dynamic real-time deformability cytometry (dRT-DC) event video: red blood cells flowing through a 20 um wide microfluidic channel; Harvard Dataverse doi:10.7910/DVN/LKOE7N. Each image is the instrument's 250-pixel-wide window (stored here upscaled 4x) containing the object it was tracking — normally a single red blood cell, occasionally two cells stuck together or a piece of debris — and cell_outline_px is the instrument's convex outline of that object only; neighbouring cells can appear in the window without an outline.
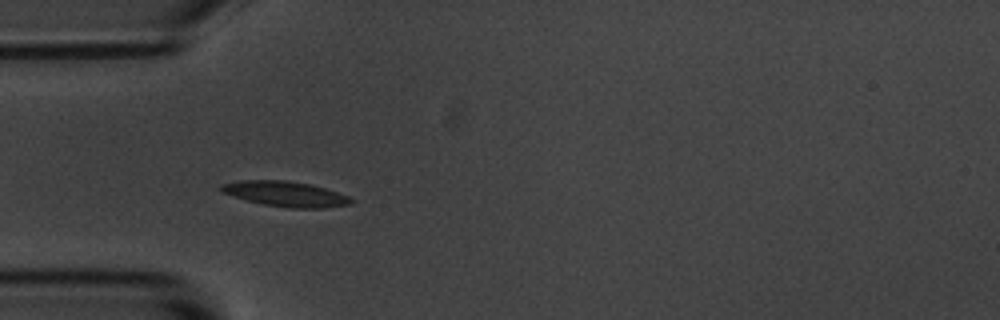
{"species": "common noctule bat (a hibernating species)", "species_latin": "Nyctalus noctula", "temperature_condition": "room temperature", "stored_images_in_passage": 15, "camera_frame_rate_fps": 3000, "um_per_image_px": 0.085, "animal": {"sex": "male", "body_mass_g": 20.1, "forearm_length_mm": 53.5}, "frame": {"image": 1, "passage_image": 5, "time_ms": 5.333, "image_size_px": [1000, 320], "cell_outline_px": [[356, 200], [352, 204], [324, 208], [292, 208], [264, 204], [232, 196], [220, 192], [216, 188], [220, 184], [240, 180], [288, 180], [312, 184], [348, 196]], "centroid_in_image_um": [24.24, 16.47], "position_along_channel_um": 60.8, "area_um2": 19.31}}
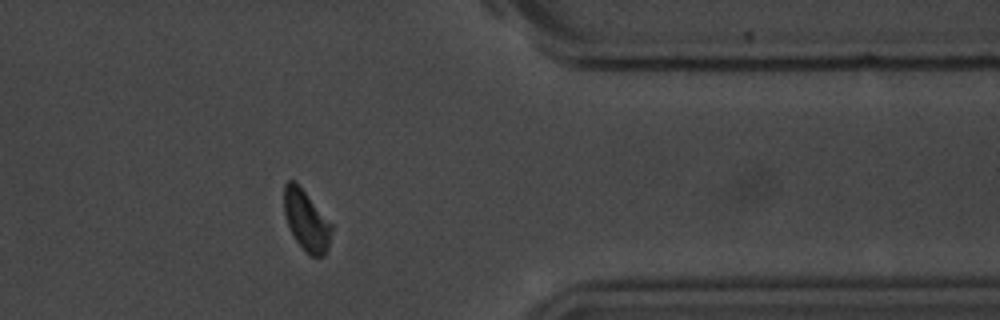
{"frame": {"image": 2, "passage_image": 13, "time_ms": 14.667, "image_size_px": [1000, 320], "cell_outline_px": [[332, 228], [328, 248], [324, 256], [308, 256], [296, 240], [288, 224], [284, 212], [284, 184], [288, 180], [296, 180], [332, 224]], "centroid_in_image_um": [26.04, 18.72], "position_along_channel_um": 385.4, "area_um2": 16.76}}
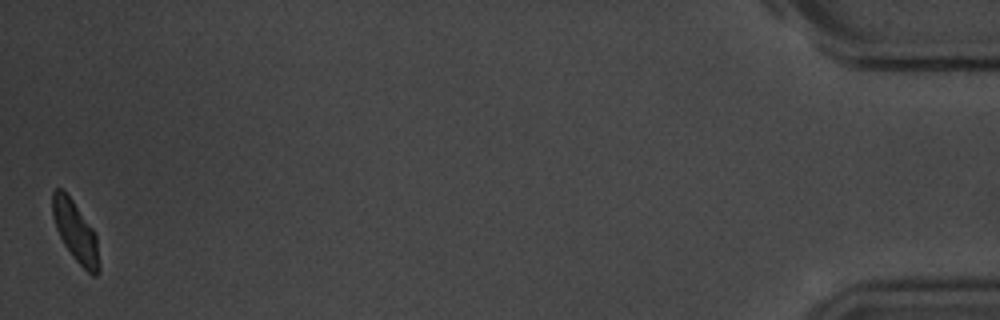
{"frame": {"image": 3, "passage_image": 15, "time_ms": 18.0, "image_size_px": [1000, 320], "cell_outline_px": [[100, 272], [96, 276], [92, 276], [72, 256], [64, 244], [56, 228], [52, 216], [52, 188], [60, 188], [72, 200], [92, 228], [96, 236], [100, 264]], "centroid_in_image_um": [6.42, 19.71], "position_along_channel_um": 428.8, "area_um2": 16.3}, "authors_computed_cell_mechanics": {"area_um2": 17.1666, "velocity_mm_per_s": 3.6697, "shape_relaxation_time_tau1_ms": 0.9647, "shape_relaxation_time_tau2_ms": 4.8879, "deformation_change_tau1": 0.075, "deformation_change_tau2": 0.0678}}